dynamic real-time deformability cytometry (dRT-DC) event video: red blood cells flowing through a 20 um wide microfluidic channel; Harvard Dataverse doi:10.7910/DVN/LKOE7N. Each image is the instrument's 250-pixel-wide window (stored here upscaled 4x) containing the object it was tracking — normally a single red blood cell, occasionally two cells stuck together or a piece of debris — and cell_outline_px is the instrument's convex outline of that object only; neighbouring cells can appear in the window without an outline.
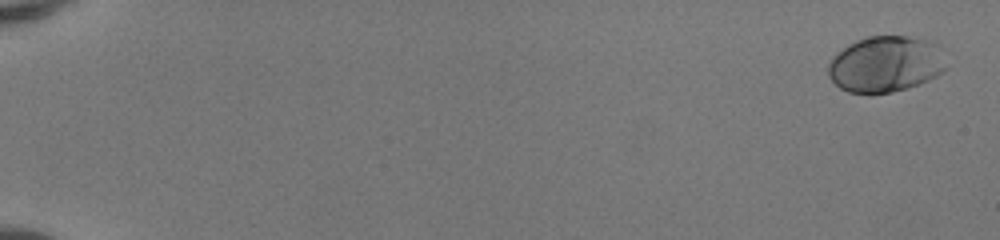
{"species": "human", "species_latin": "Homo sapiens", "temperature_condition": "room temperature", "stored_images_in_passage": 52, "camera_frame_rate_fps": 3000, "um_per_image_px": 0.085, "donor": {"sex": "female"}, "frame": {"image": 1, "passage_image": 2, "time_ms": 0.333, "image_size_px": [1000, 240], "cell_outline_px": [[948, 68], [936, 76], [920, 84], [908, 88], [892, 92], [848, 92], [840, 88], [828, 76], [828, 64], [832, 56], [836, 52], [848, 44], [856, 40], [868, 36], [908, 36], [928, 40], [936, 44]], "centroid_in_image_um": [75.26, 5.44], "position_along_channel_um": 9.7, "area_um2": 38.55}}
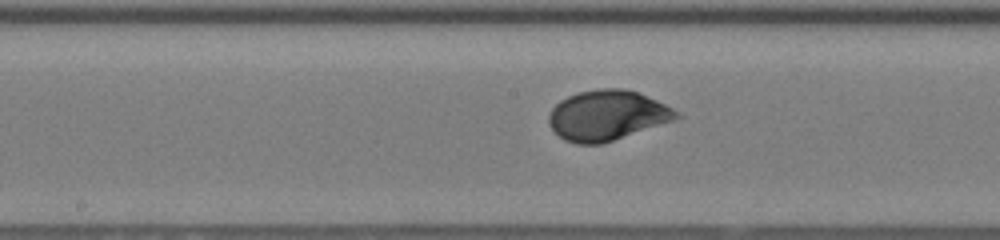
{"frame": {"image": 2, "passage_image": 30, "time_ms": 9.667, "image_size_px": [1000, 240], "cell_outline_px": [[684, 116], [676, 120], [600, 144], [576, 144], [564, 140], [552, 128], [548, 120], [548, 116], [552, 108], [560, 100], [576, 92], [600, 88], [624, 88], [636, 92], [656, 100], [672, 108]], "centroid_in_image_um": [51.61, 9.8], "position_along_channel_um": 196.6, "area_um2": 37.17}}
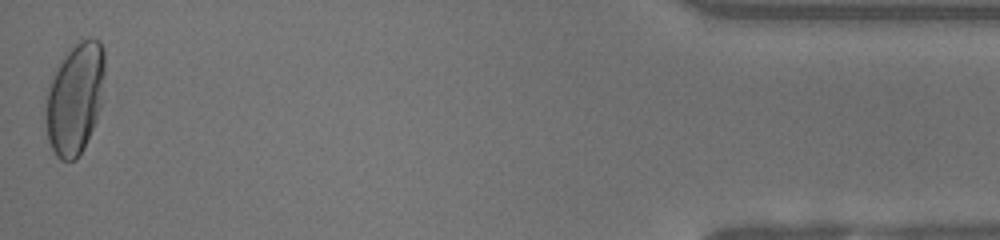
{"frame": {"image": 3, "passage_image": 52, "time_ms": 17.0, "image_size_px": [1000, 240], "cell_outline_px": [[104, 100], [96, 120], [84, 148], [76, 160], [60, 160], [56, 156], [48, 140], [44, 116], [48, 84], [64, 52], [80, 40], [92, 36], [100, 40], [104, 48]], "centroid_in_image_um": [6.38, 8.33], "position_along_channel_um": 428.8, "area_um2": 39.36}, "authors_computed_cell_mechanics": {"area_um2": 36.0961, "velocity_mm_per_s": 4.1585, "shape_relaxation_time_tau1_ms": 3.4839, "shape_relaxation_time_tau2_ms": null, "deformation_change_tau1": 0.1685, "deformation_change_tau2": null}}